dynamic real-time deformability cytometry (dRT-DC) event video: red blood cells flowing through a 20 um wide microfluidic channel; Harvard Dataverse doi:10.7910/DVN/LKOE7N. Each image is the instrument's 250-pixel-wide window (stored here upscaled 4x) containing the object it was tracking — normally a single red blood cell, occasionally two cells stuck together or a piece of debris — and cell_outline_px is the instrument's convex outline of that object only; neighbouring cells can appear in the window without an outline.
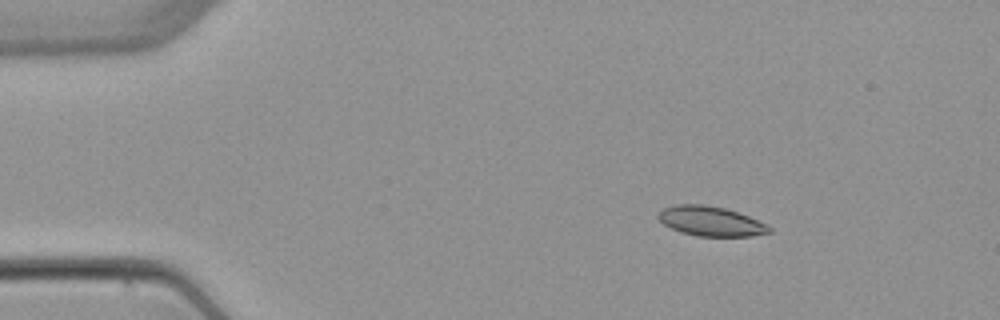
{"species": "common noctule bat (a hibernating species)", "species_latin": "Nyctalus noctula", "temperature_condition": "warm", "stored_images_in_passage": 3, "camera_frame_rate_fps": 3000, "um_per_image_px": 0.085, "animal": {"sex": "female", "body_mass_g": 22.7, "forearm_length_mm": 54.2}, "frame": {"image": 1, "passage_image": 1, "time_ms": 0.0, "image_size_px": [1000, 320], "cell_outline_px": [[772, 232], [752, 236], [696, 236], [680, 232], [664, 224], [656, 216], [664, 208], [676, 204], [704, 204], [724, 208], [748, 216], [768, 224], [772, 228]], "centroid_in_image_um": [60.43, 18.81], "position_along_channel_um": 24.6, "area_um2": 19.19}}
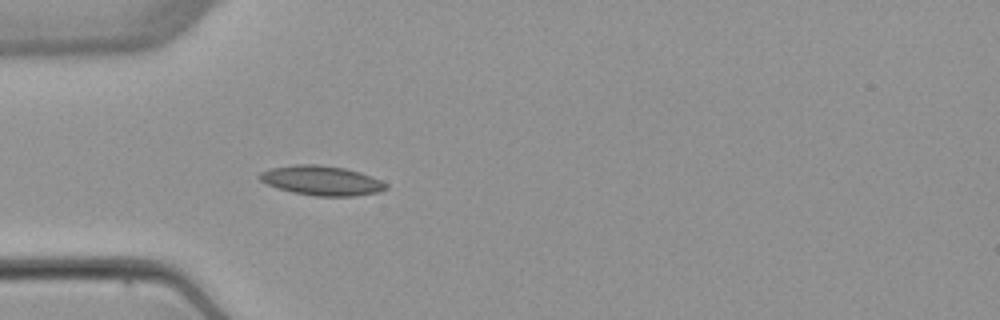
{"frame": {"image": 2, "passage_image": 3, "time_ms": 2.667, "image_size_px": [1000, 320], "cell_outline_px": [[388, 188], [380, 192], [356, 196], [316, 196], [292, 192], [276, 188], [260, 180], [256, 176], [260, 172], [272, 168], [296, 164], [320, 164], [344, 168], [360, 172], [380, 180], [388, 184]], "centroid_in_image_um": [27.34, 15.35], "position_along_channel_um": 57.7, "area_um2": 21.91}}